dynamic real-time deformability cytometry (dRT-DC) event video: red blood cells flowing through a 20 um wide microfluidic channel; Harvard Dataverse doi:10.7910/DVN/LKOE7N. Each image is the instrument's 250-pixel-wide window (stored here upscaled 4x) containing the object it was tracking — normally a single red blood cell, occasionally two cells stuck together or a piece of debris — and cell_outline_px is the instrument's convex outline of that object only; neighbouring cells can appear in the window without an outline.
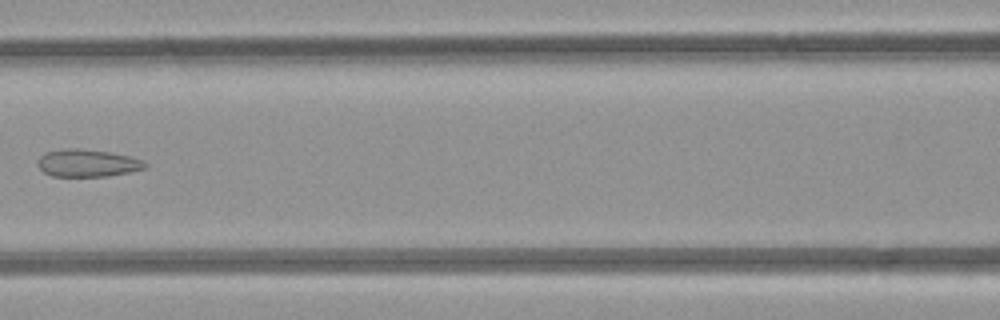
{"species": "common noctule bat (a hibernating species)", "species_latin": "Nyctalus noctula", "temperature_condition": "room temperature", "stored_images_in_passage": 8, "segment_of_instrument_passage": [1, 2], "camera_frame_rate_fps": 3000, "um_per_image_px": 0.085, "animal": {"sex": "female", "body_mass_g": 21.9}, "frame": {"image": 1, "passage_image": 6, "time_ms": 5.667, "image_size_px": [1000, 320], "cell_outline_px": [[148, 164], [144, 168], [128, 172], [108, 176], [52, 176], [44, 172], [36, 164], [36, 160], [44, 152], [64, 148], [76, 148], [108, 152], [128, 156], [140, 160]], "centroid_in_image_um": [7.35, 13.86], "position_along_channel_um": 159.3, "area_um2": 17.05}}
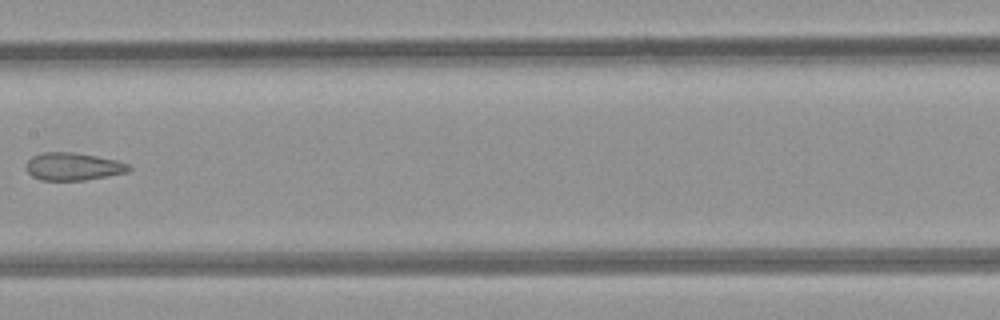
{"frame": {"image": 2, "passage_image": 7, "time_ms": 6.667, "image_size_px": [1000, 320], "cell_outline_px": [[132, 168], [128, 172], [108, 176], [84, 180], [40, 180], [32, 176], [24, 168], [24, 164], [32, 156], [44, 152], [72, 152], [96, 156], [116, 160], [132, 164]], "centroid_in_image_um": [6.22, 14.15], "position_along_channel_um": 201.2, "area_um2": 16.76}}